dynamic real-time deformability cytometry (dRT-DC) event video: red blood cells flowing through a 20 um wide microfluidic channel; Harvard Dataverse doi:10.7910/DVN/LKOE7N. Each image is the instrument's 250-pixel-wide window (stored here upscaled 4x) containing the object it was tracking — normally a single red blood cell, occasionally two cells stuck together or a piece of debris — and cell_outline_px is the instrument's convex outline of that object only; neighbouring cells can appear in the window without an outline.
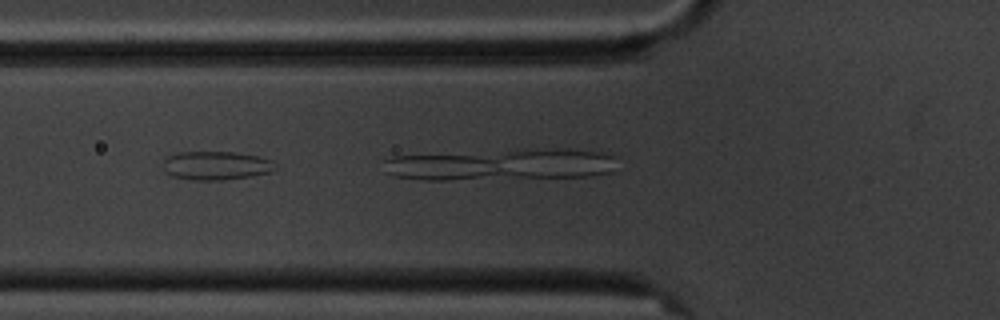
{"species": "common noctule bat (a hibernating species)", "species_latin": "Nyctalus noctula", "temperature_condition": "cold", "stored_images_in_passage": 7, "camera_frame_rate_fps": 3000, "um_per_image_px": 0.085, "animal": {"sex": "male", "body_mass_g": 20.1, "forearm_length_mm": 53.5}, "frame": {"image": 1, "passage_image": 6, "time_ms": 5.667, "image_size_px": [1000, 320], "cell_outline_px": [[276, 168], [272, 172], [252, 176], [224, 180], [192, 180], [172, 176], [164, 168], [164, 160], [168, 156], [180, 152], [232, 152], [260, 156], [272, 160], [276, 164]], "centroid_in_image_um": [18.43, 14.07], "position_along_channel_um": 107.4, "area_um2": 18.79}}